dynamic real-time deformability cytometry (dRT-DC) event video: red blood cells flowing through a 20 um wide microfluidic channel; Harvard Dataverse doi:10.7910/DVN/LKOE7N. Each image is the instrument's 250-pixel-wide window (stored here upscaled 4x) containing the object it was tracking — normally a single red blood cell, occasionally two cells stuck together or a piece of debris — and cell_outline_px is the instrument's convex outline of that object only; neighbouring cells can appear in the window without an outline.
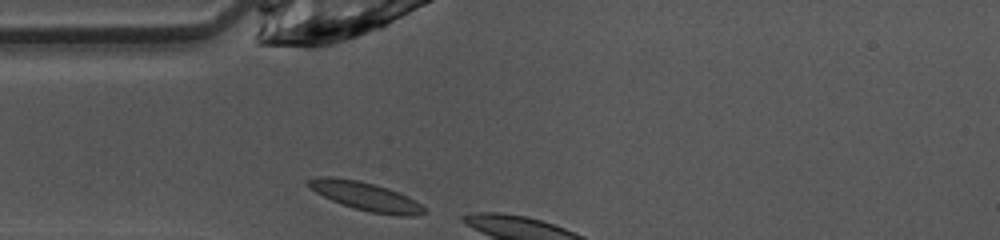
{"species": "common noctule bat (a hibernating species)", "species_latin": "Nyctalus noctula", "temperature_condition": "warm", "stored_images_in_passage": 3, "camera_frame_rate_fps": 3000, "um_per_image_px": 0.085, "animal": {"sex": "female", "body_mass_g": 10.0, "forearm_length_mm": 53.1}, "frame": {"image": 1, "passage_image": 1, "time_ms": 0.0, "image_size_px": [1000, 240], "cell_outline_px": [[428, 212], [420, 216], [396, 216], [372, 212], [356, 208], [332, 200], [316, 192], [308, 184], [308, 180], [316, 176], [332, 176], [360, 180], [388, 188], [408, 196], [416, 200]], "centroid_in_image_um": [31.15, 16.68], "position_along_channel_um": 53.9, "area_um2": 19.19}}